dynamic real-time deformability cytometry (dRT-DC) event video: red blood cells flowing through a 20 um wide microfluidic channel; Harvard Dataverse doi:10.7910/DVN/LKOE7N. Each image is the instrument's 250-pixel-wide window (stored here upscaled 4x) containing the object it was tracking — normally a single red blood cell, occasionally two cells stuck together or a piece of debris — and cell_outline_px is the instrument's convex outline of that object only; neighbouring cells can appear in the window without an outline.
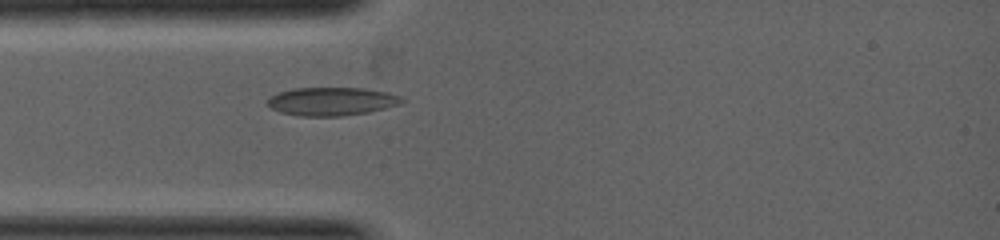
{"species": "common noctule bat (a hibernating species)", "species_latin": "Nyctalus noctula", "temperature_condition": "warm", "stored_images_in_passage": 32, "camera_frame_rate_fps": 5000, "um_per_image_px": 0.085, "animal": {"sex": "female", "body_mass_g": 19.0, "forearm_length_mm": 53.3}, "frame": {"image": 1, "passage_image": 1, "time_ms": 0.0, "image_size_px": [1000, 240], "cell_outline_px": [[408, 100], [400, 104], [368, 112], [340, 116], [296, 116], [280, 112], [272, 108], [268, 104], [268, 100], [276, 92], [292, 88], [364, 88], [388, 92], [400, 96]], "centroid_in_image_um": [28.21, 8.61], "position_along_channel_um": 56.8, "area_um2": 22.25}}
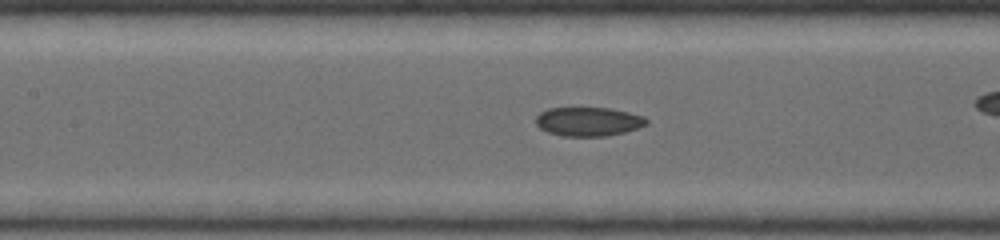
{"frame": {"image": 2, "passage_image": 7, "time_ms": 0.8, "image_size_px": [1000, 240], "cell_outline_px": [[648, 124], [624, 132], [604, 136], [564, 136], [548, 132], [540, 128], [536, 124], [536, 116], [540, 112], [548, 108], [608, 108], [628, 112], [644, 116], [648, 120]], "centroid_in_image_um": [50.0, 10.33], "position_along_channel_um": 157.4, "area_um2": 18.55}}
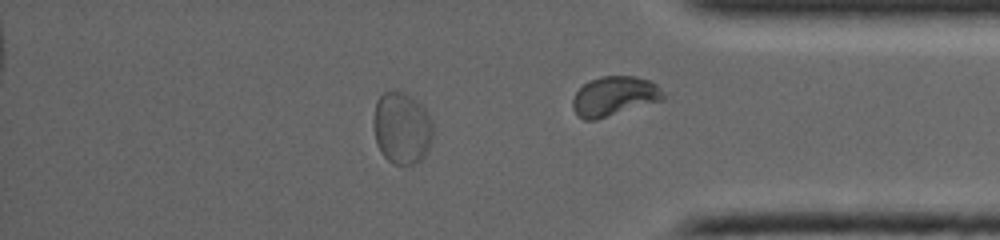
{"frame": {"image": 3, "passage_image": 27, "time_ms": 4.2, "image_size_px": [1000, 240], "cell_outline_px": [[432, 136], [428, 148], [424, 156], [420, 160], [412, 164], [392, 164], [384, 156], [376, 144], [372, 128], [372, 120], [376, 100], [384, 92], [404, 92], [416, 100], [424, 108], [432, 120]], "centroid_in_image_um": [34.11, 10.88], "position_along_channel_um": 401.1, "area_um2": 25.03}}